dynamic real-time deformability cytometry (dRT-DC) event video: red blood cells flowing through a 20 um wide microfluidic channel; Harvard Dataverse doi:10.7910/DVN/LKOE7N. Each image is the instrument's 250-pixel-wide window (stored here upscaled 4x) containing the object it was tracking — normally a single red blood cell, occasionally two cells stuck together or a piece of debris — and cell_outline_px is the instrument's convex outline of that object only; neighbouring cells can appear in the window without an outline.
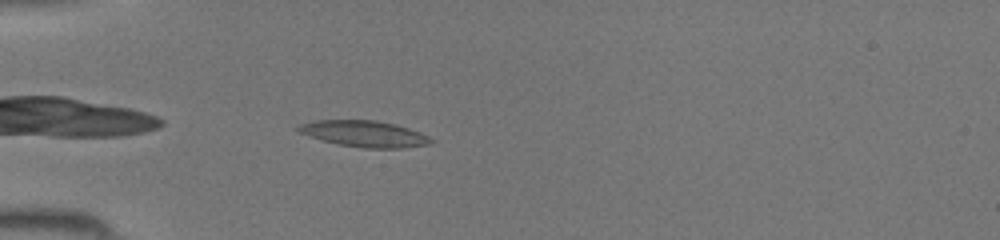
{"species": "common noctule bat (a hibernating species)", "species_latin": "Nyctalus noctula", "temperature_condition": "room temperature", "stored_images_in_passage": 34, "camera_frame_rate_fps": 3000, "um_per_image_px": 0.085, "animal": {"sex": "female", "body_mass_g": 19.5, "forearm_length_mm": 54.1}, "frame": {"image": 1, "passage_image": 2, "time_ms": 0.333, "image_size_px": [1000, 240], "cell_outline_px": [[436, 140], [428, 144], [404, 148], [364, 148], [340, 144], [308, 136], [296, 132], [296, 128], [300, 124], [312, 120], [376, 120], [408, 128], [420, 132]], "centroid_in_image_um": [30.95, 11.37], "position_along_channel_um": 54.1, "area_um2": 20.23}}
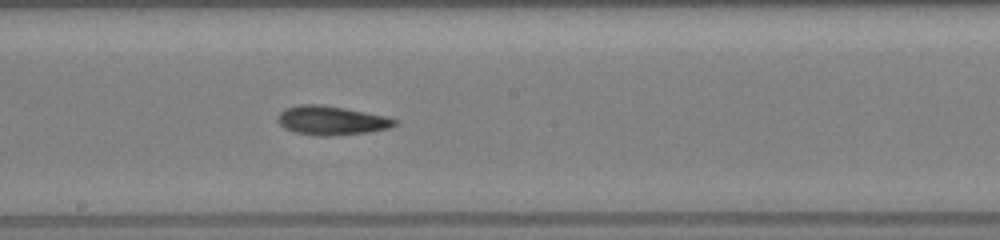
{"frame": {"image": 2, "passage_image": 14, "time_ms": 4.333, "image_size_px": [1000, 240], "cell_outline_px": [[396, 124], [388, 128], [368, 132], [328, 136], [320, 136], [292, 132], [284, 128], [276, 120], [276, 116], [284, 108], [300, 104], [320, 104], [344, 108], [388, 116], [396, 120]], "centroid_in_image_um": [28.11, 10.23], "position_along_channel_um": 220.1, "area_um2": 19.88}}
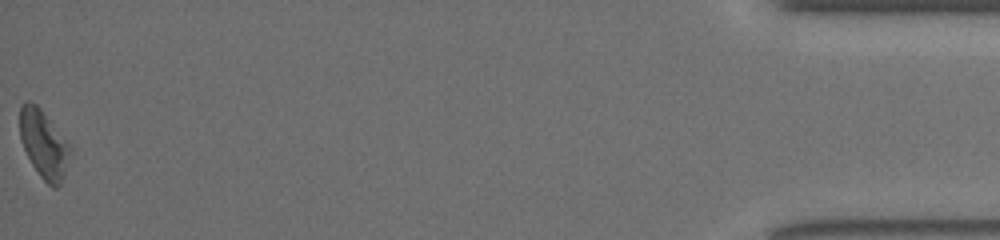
{"frame": {"image": 3, "passage_image": 34, "time_ms": 11.0, "image_size_px": [1000, 240], "cell_outline_px": [[72, 148], [60, 184], [56, 188], [52, 188], [40, 176], [32, 164], [20, 140], [20, 108], [24, 100], [28, 100], [36, 104], [40, 108], [72, 144]], "centroid_in_image_um": [3.73, 12.21], "position_along_channel_um": 431.5, "area_um2": 20.0}}